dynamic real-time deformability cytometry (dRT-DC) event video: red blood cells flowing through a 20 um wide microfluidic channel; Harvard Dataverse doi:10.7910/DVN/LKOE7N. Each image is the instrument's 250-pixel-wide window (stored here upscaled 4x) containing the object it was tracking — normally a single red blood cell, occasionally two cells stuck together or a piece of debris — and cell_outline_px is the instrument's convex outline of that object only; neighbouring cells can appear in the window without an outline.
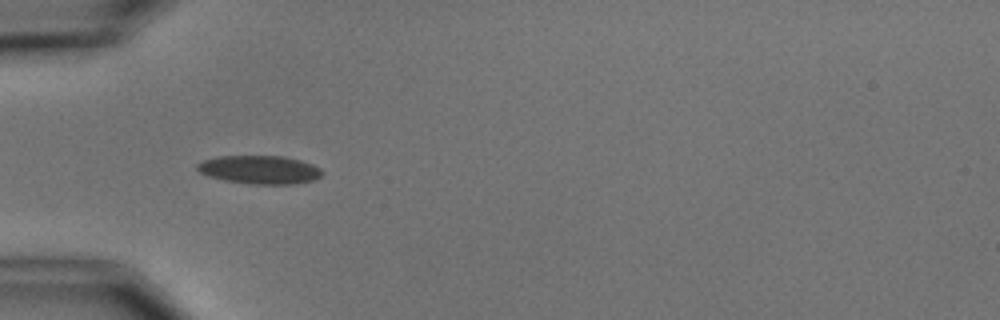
{"species": "common noctule bat (a hibernating species)", "species_latin": "Nyctalus noctula", "temperature_condition": "cold", "stored_images_in_passage": 10, "camera_frame_rate_fps": 3000, "um_per_image_px": 0.085, "animal": {"sex": "male", "body_mass_g": 15.6}, "frame": {"image": 1, "passage_image": 6, "time_ms": 5.667, "image_size_px": [1000, 320], "cell_outline_px": [[324, 172], [320, 176], [312, 180], [292, 184], [248, 184], [224, 180], [208, 176], [200, 172], [196, 168], [196, 164], [204, 160], [220, 156], [284, 156], [300, 160], [312, 164], [320, 168]], "centroid_in_image_um": [22.06, 14.42], "position_along_channel_um": 62.9, "area_um2": 20.63}}
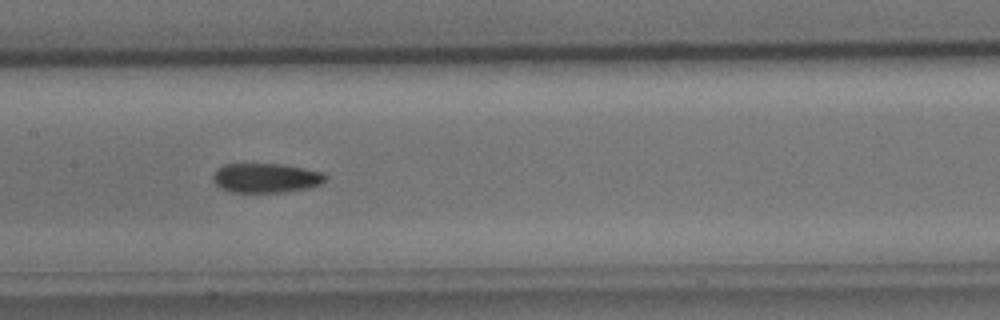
{"frame": {"image": 2, "passage_image": 9, "time_ms": 9.0, "image_size_px": [1000, 320], "cell_outline_px": [[328, 176], [320, 184], [312, 188], [284, 192], [228, 192], [220, 188], [212, 180], [212, 176], [216, 168], [224, 164], [284, 164], [324, 172]], "centroid_in_image_um": [22.6, 15.13], "position_along_channel_um": 184.8, "area_um2": 19.65}}
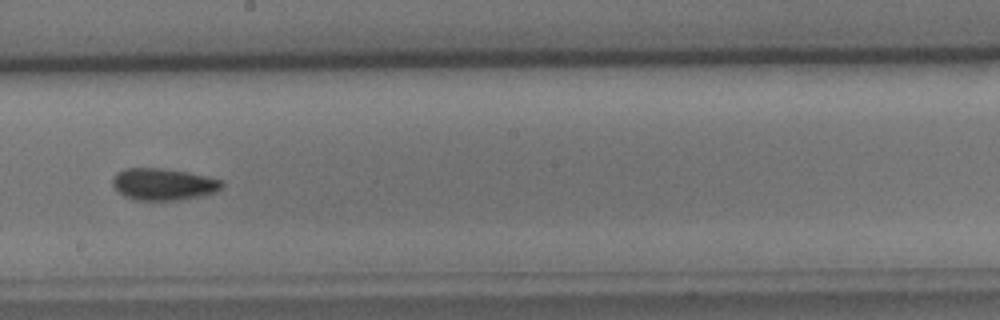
{"frame": {"image": 3, "passage_image": 10, "time_ms": 10.333, "image_size_px": [1000, 320], "cell_outline_px": [[224, 184], [216, 192], [200, 196], [176, 200], [136, 200], [124, 196], [112, 184], [112, 176], [116, 172], [124, 168], [160, 168], [188, 172], [208, 176], [220, 180]], "centroid_in_image_um": [13.86, 15.65], "position_along_channel_um": 234.3, "area_um2": 20.29}}